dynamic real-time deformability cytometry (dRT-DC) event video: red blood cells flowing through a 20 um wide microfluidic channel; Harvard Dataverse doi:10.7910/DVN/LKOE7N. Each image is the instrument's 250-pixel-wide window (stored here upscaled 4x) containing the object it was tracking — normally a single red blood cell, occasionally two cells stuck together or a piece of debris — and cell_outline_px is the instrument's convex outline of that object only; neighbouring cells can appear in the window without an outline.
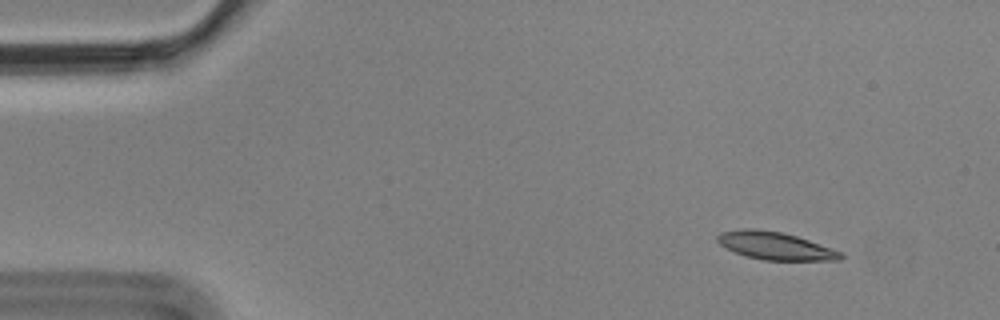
{"species": "Egyptian fruit bat (a non-hibernating species)", "species_latin": "Rousettus aegyptiacus", "temperature_condition": "cold", "stored_images_in_passage": 4, "camera_frame_rate_fps": 3000, "um_per_image_px": 0.085, "animal": {"sex": "male"}, "frame": {"image": 1, "passage_image": 1, "time_ms": 0.0, "image_size_px": [1000, 320], "cell_outline_px": [[844, 256], [840, 260], [764, 260], [748, 256], [736, 252], [720, 244], [716, 240], [716, 236], [720, 232], [740, 228], [756, 228], [780, 232], [796, 236], [844, 252]], "centroid_in_image_um": [65.9, 20.88], "position_along_channel_um": 19.1, "area_um2": 19.83}}